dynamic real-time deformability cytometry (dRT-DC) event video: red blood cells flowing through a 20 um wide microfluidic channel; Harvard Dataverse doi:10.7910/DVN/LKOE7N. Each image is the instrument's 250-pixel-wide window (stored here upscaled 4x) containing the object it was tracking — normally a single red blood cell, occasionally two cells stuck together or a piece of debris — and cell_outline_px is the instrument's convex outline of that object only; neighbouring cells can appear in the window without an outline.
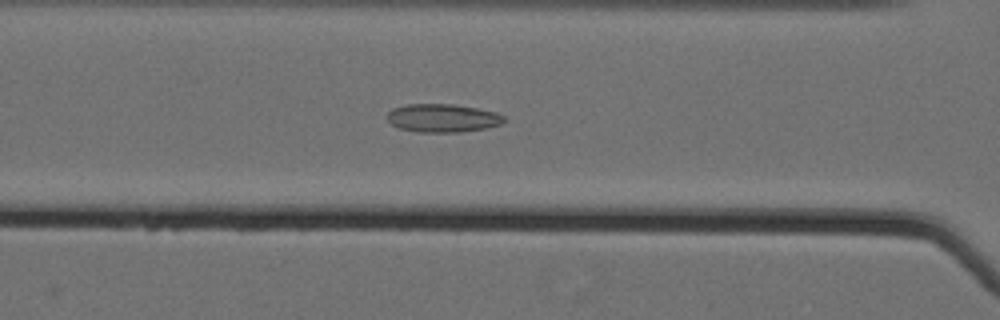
{"species": "Egyptian fruit bat (a non-hibernating species)", "species_latin": "Rousettus aegyptiacus", "temperature_condition": "cold", "stored_images_in_passage": 62, "camera_frame_rate_fps": 3000, "um_per_image_px": 0.085, "animal": {"sex": "female"}, "frame": {"image": 1, "passage_image": 31, "time_ms": 10.0, "image_size_px": [1000, 320], "cell_outline_px": [[504, 120], [500, 124], [484, 128], [460, 132], [416, 132], [400, 128], [388, 124], [384, 116], [392, 108], [408, 104], [452, 104], [476, 108], [496, 112], [504, 116]], "centroid_in_image_um": [37.53, 10.03], "position_along_channel_um": 129.1, "area_um2": 19.36}}
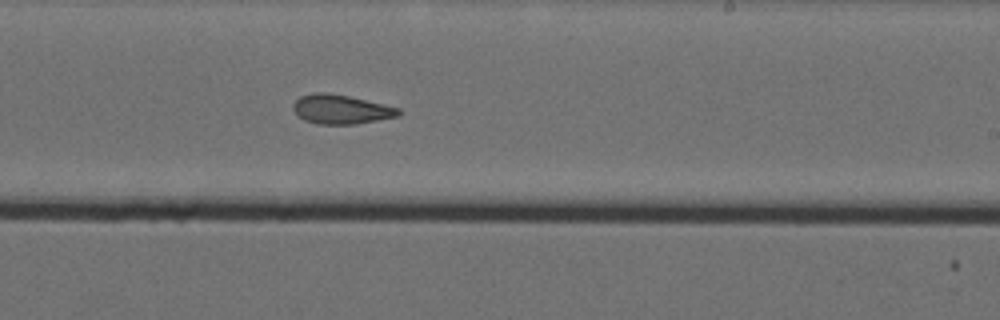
{"frame": {"image": 2, "passage_image": 42, "time_ms": 13.667, "image_size_px": [1000, 320], "cell_outline_px": [[400, 116], [356, 124], [316, 124], [304, 120], [292, 108], [292, 104], [300, 96], [312, 92], [328, 92], [348, 96], [384, 104], [400, 108]], "centroid_in_image_um": [28.98, 9.29], "position_along_channel_um": 260.0, "area_um2": 18.03}}
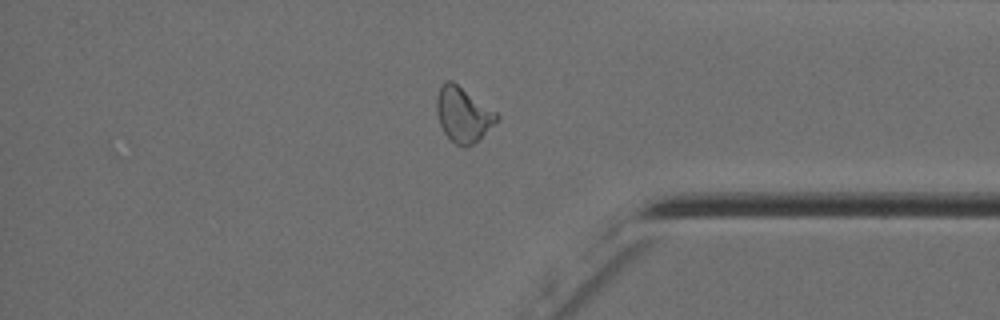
{"frame": {"image": 3, "passage_image": 54, "time_ms": 17.667, "image_size_px": [1000, 320], "cell_outline_px": [[500, 120], [468, 148], [464, 148], [456, 144], [444, 132], [440, 124], [436, 108], [436, 96], [444, 80], [452, 80], [496, 112], [500, 116]], "centroid_in_image_um": [39.37, 9.74], "position_along_channel_um": 395.8, "area_um2": 19.19}, "authors_computed_cell_mechanics": {"area_um2": 19.652, "velocity_mm_per_s": 3.5768, "shape_relaxation_time_tau1_ms": 9.2929, "shape_relaxation_time_tau2_ms": 2.7995, "deformation_change_tau1": 0.1823, "deformation_change_tau2": 0.1016}}